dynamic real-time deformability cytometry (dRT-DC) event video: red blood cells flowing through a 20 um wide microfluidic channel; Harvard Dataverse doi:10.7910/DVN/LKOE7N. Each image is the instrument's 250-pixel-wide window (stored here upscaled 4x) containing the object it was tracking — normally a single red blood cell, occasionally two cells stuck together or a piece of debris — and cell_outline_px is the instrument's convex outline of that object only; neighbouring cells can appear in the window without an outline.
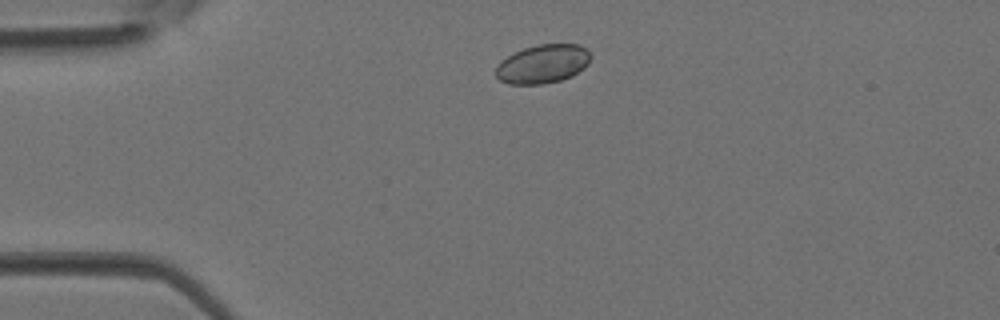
{"species": "Egyptian fruit bat (a non-hibernating species)", "species_latin": "Rousettus aegyptiacus", "temperature_condition": "room temperature", "stored_images_in_passage": 2, "camera_frame_rate_fps": 3000, "um_per_image_px": 0.085, "animal": {"sex": "female"}, "frame": {"image": 1, "passage_image": 1, "time_ms": 0.0, "image_size_px": [1000, 320], "cell_outline_px": [[592, 56], [588, 64], [584, 68], [572, 76], [560, 80], [544, 84], [508, 84], [500, 80], [496, 76], [496, 68], [500, 60], [524, 48], [536, 44], [580, 44], [588, 48]], "centroid_in_image_um": [46.17, 5.42], "position_along_channel_um": 38.8, "area_um2": 21.62}}